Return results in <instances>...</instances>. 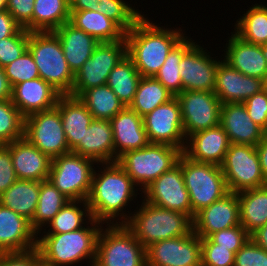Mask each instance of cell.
I'll return each instance as SVG.
<instances>
[{
  "instance_id": "obj_56",
  "label": "cell",
  "mask_w": 267,
  "mask_h": 266,
  "mask_svg": "<svg viewBox=\"0 0 267 266\" xmlns=\"http://www.w3.org/2000/svg\"><path fill=\"white\" fill-rule=\"evenodd\" d=\"M12 87L5 75L4 68L0 67V100L11 99Z\"/></svg>"
},
{
  "instance_id": "obj_49",
  "label": "cell",
  "mask_w": 267,
  "mask_h": 266,
  "mask_svg": "<svg viewBox=\"0 0 267 266\" xmlns=\"http://www.w3.org/2000/svg\"><path fill=\"white\" fill-rule=\"evenodd\" d=\"M35 0H8L6 10L16 23L32 32V16Z\"/></svg>"
},
{
  "instance_id": "obj_24",
  "label": "cell",
  "mask_w": 267,
  "mask_h": 266,
  "mask_svg": "<svg viewBox=\"0 0 267 266\" xmlns=\"http://www.w3.org/2000/svg\"><path fill=\"white\" fill-rule=\"evenodd\" d=\"M230 144L257 146L266 133L252 121L243 103L222 104L220 124Z\"/></svg>"
},
{
  "instance_id": "obj_40",
  "label": "cell",
  "mask_w": 267,
  "mask_h": 266,
  "mask_svg": "<svg viewBox=\"0 0 267 266\" xmlns=\"http://www.w3.org/2000/svg\"><path fill=\"white\" fill-rule=\"evenodd\" d=\"M185 36L167 55L164 64L155 74V78L174 96L183 92L179 64L182 56L196 43Z\"/></svg>"
},
{
  "instance_id": "obj_17",
  "label": "cell",
  "mask_w": 267,
  "mask_h": 266,
  "mask_svg": "<svg viewBox=\"0 0 267 266\" xmlns=\"http://www.w3.org/2000/svg\"><path fill=\"white\" fill-rule=\"evenodd\" d=\"M204 49L195 43L181 58L179 70L183 91L214 92L216 72L223 57L214 59L212 53Z\"/></svg>"
},
{
  "instance_id": "obj_19",
  "label": "cell",
  "mask_w": 267,
  "mask_h": 266,
  "mask_svg": "<svg viewBox=\"0 0 267 266\" xmlns=\"http://www.w3.org/2000/svg\"><path fill=\"white\" fill-rule=\"evenodd\" d=\"M264 89L265 81L263 79L246 76L223 60L219 63L214 93L221 104L243 103Z\"/></svg>"
},
{
  "instance_id": "obj_20",
  "label": "cell",
  "mask_w": 267,
  "mask_h": 266,
  "mask_svg": "<svg viewBox=\"0 0 267 266\" xmlns=\"http://www.w3.org/2000/svg\"><path fill=\"white\" fill-rule=\"evenodd\" d=\"M229 145L226 132L218 125L190 135L182 153L192 161L221 166Z\"/></svg>"
},
{
  "instance_id": "obj_21",
  "label": "cell",
  "mask_w": 267,
  "mask_h": 266,
  "mask_svg": "<svg viewBox=\"0 0 267 266\" xmlns=\"http://www.w3.org/2000/svg\"><path fill=\"white\" fill-rule=\"evenodd\" d=\"M61 95L51 84L39 77L14 85L11 101L26 118L56 107Z\"/></svg>"
},
{
  "instance_id": "obj_42",
  "label": "cell",
  "mask_w": 267,
  "mask_h": 266,
  "mask_svg": "<svg viewBox=\"0 0 267 266\" xmlns=\"http://www.w3.org/2000/svg\"><path fill=\"white\" fill-rule=\"evenodd\" d=\"M135 8L124 0H101L97 11L116 22L125 32H128L143 16L142 12Z\"/></svg>"
},
{
  "instance_id": "obj_22",
  "label": "cell",
  "mask_w": 267,
  "mask_h": 266,
  "mask_svg": "<svg viewBox=\"0 0 267 266\" xmlns=\"http://www.w3.org/2000/svg\"><path fill=\"white\" fill-rule=\"evenodd\" d=\"M37 236L29 220L0 204V253L32 250Z\"/></svg>"
},
{
  "instance_id": "obj_34",
  "label": "cell",
  "mask_w": 267,
  "mask_h": 266,
  "mask_svg": "<svg viewBox=\"0 0 267 266\" xmlns=\"http://www.w3.org/2000/svg\"><path fill=\"white\" fill-rule=\"evenodd\" d=\"M69 19V0H35L32 32L55 31Z\"/></svg>"
},
{
  "instance_id": "obj_60",
  "label": "cell",
  "mask_w": 267,
  "mask_h": 266,
  "mask_svg": "<svg viewBox=\"0 0 267 266\" xmlns=\"http://www.w3.org/2000/svg\"><path fill=\"white\" fill-rule=\"evenodd\" d=\"M265 88L267 89V78L265 80Z\"/></svg>"
},
{
  "instance_id": "obj_41",
  "label": "cell",
  "mask_w": 267,
  "mask_h": 266,
  "mask_svg": "<svg viewBox=\"0 0 267 266\" xmlns=\"http://www.w3.org/2000/svg\"><path fill=\"white\" fill-rule=\"evenodd\" d=\"M24 137V117L11 99L0 100V145Z\"/></svg>"
},
{
  "instance_id": "obj_32",
  "label": "cell",
  "mask_w": 267,
  "mask_h": 266,
  "mask_svg": "<svg viewBox=\"0 0 267 266\" xmlns=\"http://www.w3.org/2000/svg\"><path fill=\"white\" fill-rule=\"evenodd\" d=\"M240 224L251 234L267 223V185L238 192Z\"/></svg>"
},
{
  "instance_id": "obj_27",
  "label": "cell",
  "mask_w": 267,
  "mask_h": 266,
  "mask_svg": "<svg viewBox=\"0 0 267 266\" xmlns=\"http://www.w3.org/2000/svg\"><path fill=\"white\" fill-rule=\"evenodd\" d=\"M56 107L61 115L68 147L74 153L83 144V135L93 121V115L78 97L69 94L61 95Z\"/></svg>"
},
{
  "instance_id": "obj_28",
  "label": "cell",
  "mask_w": 267,
  "mask_h": 266,
  "mask_svg": "<svg viewBox=\"0 0 267 266\" xmlns=\"http://www.w3.org/2000/svg\"><path fill=\"white\" fill-rule=\"evenodd\" d=\"M74 153L97 164L114 163L115 147L110 120L93 119L83 135V144Z\"/></svg>"
},
{
  "instance_id": "obj_9",
  "label": "cell",
  "mask_w": 267,
  "mask_h": 266,
  "mask_svg": "<svg viewBox=\"0 0 267 266\" xmlns=\"http://www.w3.org/2000/svg\"><path fill=\"white\" fill-rule=\"evenodd\" d=\"M95 164L98 165L72 152L60 155L52 159L49 180L69 200L87 201Z\"/></svg>"
},
{
  "instance_id": "obj_47",
  "label": "cell",
  "mask_w": 267,
  "mask_h": 266,
  "mask_svg": "<svg viewBox=\"0 0 267 266\" xmlns=\"http://www.w3.org/2000/svg\"><path fill=\"white\" fill-rule=\"evenodd\" d=\"M234 266H267V251L250 238L235 253Z\"/></svg>"
},
{
  "instance_id": "obj_51",
  "label": "cell",
  "mask_w": 267,
  "mask_h": 266,
  "mask_svg": "<svg viewBox=\"0 0 267 266\" xmlns=\"http://www.w3.org/2000/svg\"><path fill=\"white\" fill-rule=\"evenodd\" d=\"M40 259L37 248L25 252L0 253V266H35Z\"/></svg>"
},
{
  "instance_id": "obj_38",
  "label": "cell",
  "mask_w": 267,
  "mask_h": 266,
  "mask_svg": "<svg viewBox=\"0 0 267 266\" xmlns=\"http://www.w3.org/2000/svg\"><path fill=\"white\" fill-rule=\"evenodd\" d=\"M94 119L111 120L125 105L106 84L85 90L78 97Z\"/></svg>"
},
{
  "instance_id": "obj_35",
  "label": "cell",
  "mask_w": 267,
  "mask_h": 266,
  "mask_svg": "<svg viewBox=\"0 0 267 266\" xmlns=\"http://www.w3.org/2000/svg\"><path fill=\"white\" fill-rule=\"evenodd\" d=\"M140 79V73L132 59L126 54L109 73L107 85L125 106H130Z\"/></svg>"
},
{
  "instance_id": "obj_7",
  "label": "cell",
  "mask_w": 267,
  "mask_h": 266,
  "mask_svg": "<svg viewBox=\"0 0 267 266\" xmlns=\"http://www.w3.org/2000/svg\"><path fill=\"white\" fill-rule=\"evenodd\" d=\"M189 193L192 219L202 209L229 193L221 166L192 161L183 153L178 162Z\"/></svg>"
},
{
  "instance_id": "obj_25",
  "label": "cell",
  "mask_w": 267,
  "mask_h": 266,
  "mask_svg": "<svg viewBox=\"0 0 267 266\" xmlns=\"http://www.w3.org/2000/svg\"><path fill=\"white\" fill-rule=\"evenodd\" d=\"M9 151L17 179L40 182L49 179L52 159L25 137L9 143Z\"/></svg>"
},
{
  "instance_id": "obj_43",
  "label": "cell",
  "mask_w": 267,
  "mask_h": 266,
  "mask_svg": "<svg viewBox=\"0 0 267 266\" xmlns=\"http://www.w3.org/2000/svg\"><path fill=\"white\" fill-rule=\"evenodd\" d=\"M4 71L11 87L39 78L38 67L28 49L18 59L5 66Z\"/></svg>"
},
{
  "instance_id": "obj_54",
  "label": "cell",
  "mask_w": 267,
  "mask_h": 266,
  "mask_svg": "<svg viewBox=\"0 0 267 266\" xmlns=\"http://www.w3.org/2000/svg\"><path fill=\"white\" fill-rule=\"evenodd\" d=\"M101 0H69L70 11H97L98 4Z\"/></svg>"
},
{
  "instance_id": "obj_12",
  "label": "cell",
  "mask_w": 267,
  "mask_h": 266,
  "mask_svg": "<svg viewBox=\"0 0 267 266\" xmlns=\"http://www.w3.org/2000/svg\"><path fill=\"white\" fill-rule=\"evenodd\" d=\"M24 137L51 159L71 152L57 107L24 118Z\"/></svg>"
},
{
  "instance_id": "obj_53",
  "label": "cell",
  "mask_w": 267,
  "mask_h": 266,
  "mask_svg": "<svg viewBox=\"0 0 267 266\" xmlns=\"http://www.w3.org/2000/svg\"><path fill=\"white\" fill-rule=\"evenodd\" d=\"M256 151L259 156L263 176L267 182V132L264 134L263 139L257 144Z\"/></svg>"
},
{
  "instance_id": "obj_5",
  "label": "cell",
  "mask_w": 267,
  "mask_h": 266,
  "mask_svg": "<svg viewBox=\"0 0 267 266\" xmlns=\"http://www.w3.org/2000/svg\"><path fill=\"white\" fill-rule=\"evenodd\" d=\"M28 50L38 67L39 77L62 95L70 94L75 74L68 66L57 34L54 31L29 32Z\"/></svg>"
},
{
  "instance_id": "obj_26",
  "label": "cell",
  "mask_w": 267,
  "mask_h": 266,
  "mask_svg": "<svg viewBox=\"0 0 267 266\" xmlns=\"http://www.w3.org/2000/svg\"><path fill=\"white\" fill-rule=\"evenodd\" d=\"M115 147V162L123 153L143 148L150 142L143 123V117L125 106L111 120Z\"/></svg>"
},
{
  "instance_id": "obj_15",
  "label": "cell",
  "mask_w": 267,
  "mask_h": 266,
  "mask_svg": "<svg viewBox=\"0 0 267 266\" xmlns=\"http://www.w3.org/2000/svg\"><path fill=\"white\" fill-rule=\"evenodd\" d=\"M143 123L150 143L168 144L183 152L186 137L176 96L143 116Z\"/></svg>"
},
{
  "instance_id": "obj_2",
  "label": "cell",
  "mask_w": 267,
  "mask_h": 266,
  "mask_svg": "<svg viewBox=\"0 0 267 266\" xmlns=\"http://www.w3.org/2000/svg\"><path fill=\"white\" fill-rule=\"evenodd\" d=\"M144 16L143 14L126 32L125 40L127 55L132 59L141 77H152L164 64L170 51L187 34L182 28L158 26Z\"/></svg>"
},
{
  "instance_id": "obj_31",
  "label": "cell",
  "mask_w": 267,
  "mask_h": 266,
  "mask_svg": "<svg viewBox=\"0 0 267 266\" xmlns=\"http://www.w3.org/2000/svg\"><path fill=\"white\" fill-rule=\"evenodd\" d=\"M40 193V181L17 179L0 195V204L33 220Z\"/></svg>"
},
{
  "instance_id": "obj_59",
  "label": "cell",
  "mask_w": 267,
  "mask_h": 266,
  "mask_svg": "<svg viewBox=\"0 0 267 266\" xmlns=\"http://www.w3.org/2000/svg\"><path fill=\"white\" fill-rule=\"evenodd\" d=\"M262 47H263V56L267 60V43L262 45Z\"/></svg>"
},
{
  "instance_id": "obj_50",
  "label": "cell",
  "mask_w": 267,
  "mask_h": 266,
  "mask_svg": "<svg viewBox=\"0 0 267 266\" xmlns=\"http://www.w3.org/2000/svg\"><path fill=\"white\" fill-rule=\"evenodd\" d=\"M17 180L9 144L0 145V195Z\"/></svg>"
},
{
  "instance_id": "obj_23",
  "label": "cell",
  "mask_w": 267,
  "mask_h": 266,
  "mask_svg": "<svg viewBox=\"0 0 267 266\" xmlns=\"http://www.w3.org/2000/svg\"><path fill=\"white\" fill-rule=\"evenodd\" d=\"M226 40L228 43L225 46L226 51L223 50V61L246 76L265 81L267 60L263 56V47L243 41L234 32H231V36Z\"/></svg>"
},
{
  "instance_id": "obj_16",
  "label": "cell",
  "mask_w": 267,
  "mask_h": 266,
  "mask_svg": "<svg viewBox=\"0 0 267 266\" xmlns=\"http://www.w3.org/2000/svg\"><path fill=\"white\" fill-rule=\"evenodd\" d=\"M201 258V238L193 231L146 248V266H201Z\"/></svg>"
},
{
  "instance_id": "obj_10",
  "label": "cell",
  "mask_w": 267,
  "mask_h": 266,
  "mask_svg": "<svg viewBox=\"0 0 267 266\" xmlns=\"http://www.w3.org/2000/svg\"><path fill=\"white\" fill-rule=\"evenodd\" d=\"M221 168L229 192L238 193L267 185L256 146L230 144Z\"/></svg>"
},
{
  "instance_id": "obj_30",
  "label": "cell",
  "mask_w": 267,
  "mask_h": 266,
  "mask_svg": "<svg viewBox=\"0 0 267 266\" xmlns=\"http://www.w3.org/2000/svg\"><path fill=\"white\" fill-rule=\"evenodd\" d=\"M69 23L99 42L125 40L126 32L116 22L98 11H70Z\"/></svg>"
},
{
  "instance_id": "obj_3",
  "label": "cell",
  "mask_w": 267,
  "mask_h": 266,
  "mask_svg": "<svg viewBox=\"0 0 267 266\" xmlns=\"http://www.w3.org/2000/svg\"><path fill=\"white\" fill-rule=\"evenodd\" d=\"M102 225L104 224L92 218L83 228L76 231L37 236L36 248L40 258L53 266H75L80 261L82 263L83 260L89 259L86 262L93 266Z\"/></svg>"
},
{
  "instance_id": "obj_4",
  "label": "cell",
  "mask_w": 267,
  "mask_h": 266,
  "mask_svg": "<svg viewBox=\"0 0 267 266\" xmlns=\"http://www.w3.org/2000/svg\"><path fill=\"white\" fill-rule=\"evenodd\" d=\"M141 202V206L131 212V218L125 225L145 248L193 231V219L189 215L155 206L144 199Z\"/></svg>"
},
{
  "instance_id": "obj_52",
  "label": "cell",
  "mask_w": 267,
  "mask_h": 266,
  "mask_svg": "<svg viewBox=\"0 0 267 266\" xmlns=\"http://www.w3.org/2000/svg\"><path fill=\"white\" fill-rule=\"evenodd\" d=\"M20 28L7 10L0 11V40L13 36Z\"/></svg>"
},
{
  "instance_id": "obj_1",
  "label": "cell",
  "mask_w": 267,
  "mask_h": 266,
  "mask_svg": "<svg viewBox=\"0 0 267 266\" xmlns=\"http://www.w3.org/2000/svg\"><path fill=\"white\" fill-rule=\"evenodd\" d=\"M98 165L87 199L91 216L105 225L126 224L132 215L127 206L141 191L117 162Z\"/></svg>"
},
{
  "instance_id": "obj_11",
  "label": "cell",
  "mask_w": 267,
  "mask_h": 266,
  "mask_svg": "<svg viewBox=\"0 0 267 266\" xmlns=\"http://www.w3.org/2000/svg\"><path fill=\"white\" fill-rule=\"evenodd\" d=\"M126 54V40L100 42L90 59L75 73L69 95L79 97L89 88L106 85L109 73Z\"/></svg>"
},
{
  "instance_id": "obj_58",
  "label": "cell",
  "mask_w": 267,
  "mask_h": 266,
  "mask_svg": "<svg viewBox=\"0 0 267 266\" xmlns=\"http://www.w3.org/2000/svg\"><path fill=\"white\" fill-rule=\"evenodd\" d=\"M35 266H53L51 264H48L46 262H44L42 259H40L36 264Z\"/></svg>"
},
{
  "instance_id": "obj_18",
  "label": "cell",
  "mask_w": 267,
  "mask_h": 266,
  "mask_svg": "<svg viewBox=\"0 0 267 266\" xmlns=\"http://www.w3.org/2000/svg\"><path fill=\"white\" fill-rule=\"evenodd\" d=\"M240 224L238 194L229 192L223 198L199 211L193 219V232L200 238Z\"/></svg>"
},
{
  "instance_id": "obj_57",
  "label": "cell",
  "mask_w": 267,
  "mask_h": 266,
  "mask_svg": "<svg viewBox=\"0 0 267 266\" xmlns=\"http://www.w3.org/2000/svg\"><path fill=\"white\" fill-rule=\"evenodd\" d=\"M8 0H0V11L6 10Z\"/></svg>"
},
{
  "instance_id": "obj_55",
  "label": "cell",
  "mask_w": 267,
  "mask_h": 266,
  "mask_svg": "<svg viewBox=\"0 0 267 266\" xmlns=\"http://www.w3.org/2000/svg\"><path fill=\"white\" fill-rule=\"evenodd\" d=\"M250 238L261 248L267 251V223L250 234Z\"/></svg>"
},
{
  "instance_id": "obj_39",
  "label": "cell",
  "mask_w": 267,
  "mask_h": 266,
  "mask_svg": "<svg viewBox=\"0 0 267 266\" xmlns=\"http://www.w3.org/2000/svg\"><path fill=\"white\" fill-rule=\"evenodd\" d=\"M173 97L174 95L154 76L141 77L134 100L129 107L143 117Z\"/></svg>"
},
{
  "instance_id": "obj_6",
  "label": "cell",
  "mask_w": 267,
  "mask_h": 266,
  "mask_svg": "<svg viewBox=\"0 0 267 266\" xmlns=\"http://www.w3.org/2000/svg\"><path fill=\"white\" fill-rule=\"evenodd\" d=\"M182 151L168 144L149 143L130 150L117 158V163L142 191L162 173L169 171L178 162Z\"/></svg>"
},
{
  "instance_id": "obj_37",
  "label": "cell",
  "mask_w": 267,
  "mask_h": 266,
  "mask_svg": "<svg viewBox=\"0 0 267 266\" xmlns=\"http://www.w3.org/2000/svg\"><path fill=\"white\" fill-rule=\"evenodd\" d=\"M70 201L48 179L40 182L38 204L33 220L30 222L33 230L38 234L54 218V216Z\"/></svg>"
},
{
  "instance_id": "obj_8",
  "label": "cell",
  "mask_w": 267,
  "mask_h": 266,
  "mask_svg": "<svg viewBox=\"0 0 267 266\" xmlns=\"http://www.w3.org/2000/svg\"><path fill=\"white\" fill-rule=\"evenodd\" d=\"M103 227L93 266H146V248L125 224Z\"/></svg>"
},
{
  "instance_id": "obj_33",
  "label": "cell",
  "mask_w": 267,
  "mask_h": 266,
  "mask_svg": "<svg viewBox=\"0 0 267 266\" xmlns=\"http://www.w3.org/2000/svg\"><path fill=\"white\" fill-rule=\"evenodd\" d=\"M92 219L89 206L85 200H70L54 216V218L39 232L40 234H59L79 230ZM46 230V231H45Z\"/></svg>"
},
{
  "instance_id": "obj_45",
  "label": "cell",
  "mask_w": 267,
  "mask_h": 266,
  "mask_svg": "<svg viewBox=\"0 0 267 266\" xmlns=\"http://www.w3.org/2000/svg\"><path fill=\"white\" fill-rule=\"evenodd\" d=\"M201 266H234L235 253L220 247L209 237L201 238Z\"/></svg>"
},
{
  "instance_id": "obj_13",
  "label": "cell",
  "mask_w": 267,
  "mask_h": 266,
  "mask_svg": "<svg viewBox=\"0 0 267 266\" xmlns=\"http://www.w3.org/2000/svg\"><path fill=\"white\" fill-rule=\"evenodd\" d=\"M186 139L199 131L218 126L222 104L214 92L183 91L176 95Z\"/></svg>"
},
{
  "instance_id": "obj_36",
  "label": "cell",
  "mask_w": 267,
  "mask_h": 266,
  "mask_svg": "<svg viewBox=\"0 0 267 266\" xmlns=\"http://www.w3.org/2000/svg\"><path fill=\"white\" fill-rule=\"evenodd\" d=\"M267 5L253 4L235 22L234 33L243 41L264 45L267 43Z\"/></svg>"
},
{
  "instance_id": "obj_46",
  "label": "cell",
  "mask_w": 267,
  "mask_h": 266,
  "mask_svg": "<svg viewBox=\"0 0 267 266\" xmlns=\"http://www.w3.org/2000/svg\"><path fill=\"white\" fill-rule=\"evenodd\" d=\"M209 238L220 247L230 248V251L236 253L250 239V234L242 225H237L213 233Z\"/></svg>"
},
{
  "instance_id": "obj_48",
  "label": "cell",
  "mask_w": 267,
  "mask_h": 266,
  "mask_svg": "<svg viewBox=\"0 0 267 266\" xmlns=\"http://www.w3.org/2000/svg\"><path fill=\"white\" fill-rule=\"evenodd\" d=\"M243 104L252 121L267 132V89L249 97Z\"/></svg>"
},
{
  "instance_id": "obj_14",
  "label": "cell",
  "mask_w": 267,
  "mask_h": 266,
  "mask_svg": "<svg viewBox=\"0 0 267 266\" xmlns=\"http://www.w3.org/2000/svg\"><path fill=\"white\" fill-rule=\"evenodd\" d=\"M142 193L140 197L148 203L187 214L192 218L189 193L185 187L182 168L178 163L162 173Z\"/></svg>"
},
{
  "instance_id": "obj_44",
  "label": "cell",
  "mask_w": 267,
  "mask_h": 266,
  "mask_svg": "<svg viewBox=\"0 0 267 266\" xmlns=\"http://www.w3.org/2000/svg\"><path fill=\"white\" fill-rule=\"evenodd\" d=\"M29 31L20 28L13 36L0 40V67L4 68L18 59L27 49Z\"/></svg>"
},
{
  "instance_id": "obj_29",
  "label": "cell",
  "mask_w": 267,
  "mask_h": 266,
  "mask_svg": "<svg viewBox=\"0 0 267 266\" xmlns=\"http://www.w3.org/2000/svg\"><path fill=\"white\" fill-rule=\"evenodd\" d=\"M54 32L59 37L65 59L74 74L90 59L100 43L96 38L75 28L69 22L64 23Z\"/></svg>"
}]
</instances>
